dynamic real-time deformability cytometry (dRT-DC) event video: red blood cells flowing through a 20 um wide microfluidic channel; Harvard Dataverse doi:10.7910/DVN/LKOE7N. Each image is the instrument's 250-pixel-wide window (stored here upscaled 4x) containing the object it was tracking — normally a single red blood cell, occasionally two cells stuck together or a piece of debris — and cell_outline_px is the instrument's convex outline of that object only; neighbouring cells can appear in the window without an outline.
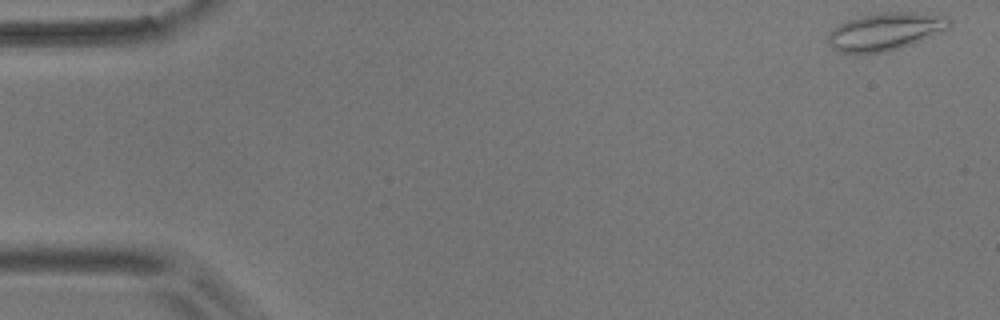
{"species": "common noctule bat (a hibernating species)", "species_latin": "Nyctalus noctula", "temperature_condition": "room temperature", "stored_images_in_passage": 54, "camera_frame_rate_fps": 3000, "um_per_image_px": 0.085, "animal": {"sex": "male", "body_mass_g": 17.9}, "frame": {"image": 1, "passage_image": 1, "time_ms": 0.0, "image_size_px": [1000, 320], "cell_outline_px": [[952, 20], [948, 28], [920, 40], [884, 52], [840, 52], [832, 48], [828, 44], [828, 32], [832, 28], [848, 20], [860, 16], [880, 12], [920, 12], [948, 16]], "centroid_in_image_um": [75.23, 2.64], "position_along_channel_um": 9.8, "area_um2": 26.24}}
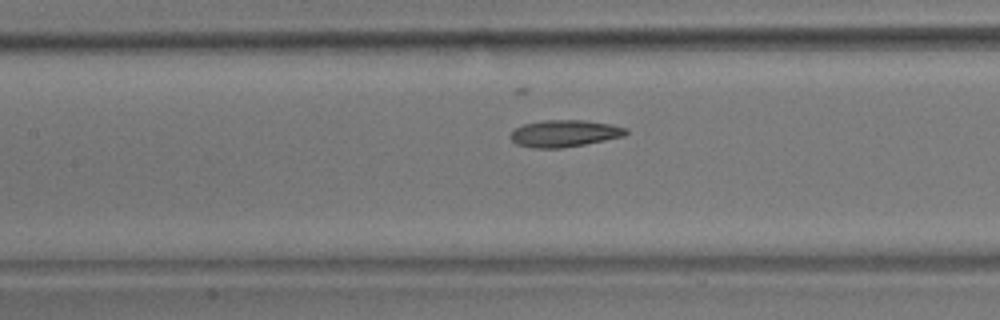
{"frame": {"image": 2, "passage_image": 24, "time_ms": 7.667, "image_size_px": [1000, 320], "cell_outline_px": [[628, 132], [624, 136], [584, 144], [560, 148], [532, 148], [516, 144], [508, 136], [516, 128], [524, 124], [544, 120], [584, 120], [608, 124], [628, 128]], "centroid_in_image_um": [47.95, 11.34], "position_along_channel_um": 159.4, "area_um2": 17.98}}
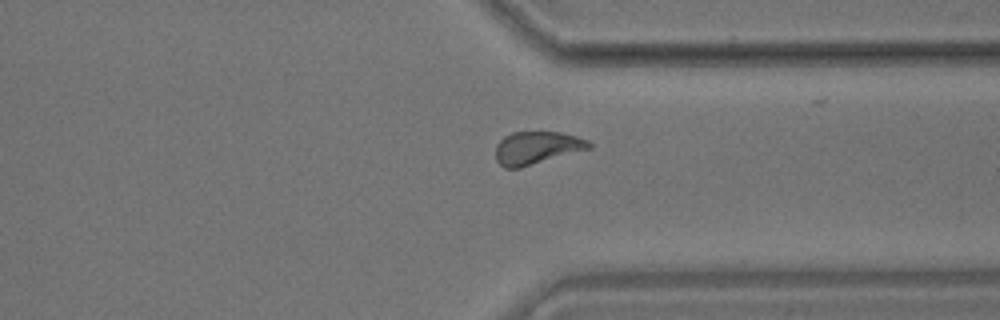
{"frame": {"image": 3, "passage_image": 41, "time_ms": 13.333, "image_size_px": [1000, 320], "cell_outline_px": [[592, 148], [520, 168], [504, 168], [496, 160], [496, 144], [504, 136], [512, 132], [560, 132], [576, 136], [588, 140], [592, 144]], "centroid_in_image_um": [45.63, 12.57], "position_along_channel_um": 365.8, "area_um2": 17.92}, "authors_computed_cell_mechanics": {"area_um2": 18.0047, "velocity_mm_per_s": 3.6538, "shape_relaxation_time_tau1_ms": null, "shape_relaxation_time_tau2_ms": 2.8801, "deformation_change_tau1": null, "deformation_change_tau2": 0.1032}}